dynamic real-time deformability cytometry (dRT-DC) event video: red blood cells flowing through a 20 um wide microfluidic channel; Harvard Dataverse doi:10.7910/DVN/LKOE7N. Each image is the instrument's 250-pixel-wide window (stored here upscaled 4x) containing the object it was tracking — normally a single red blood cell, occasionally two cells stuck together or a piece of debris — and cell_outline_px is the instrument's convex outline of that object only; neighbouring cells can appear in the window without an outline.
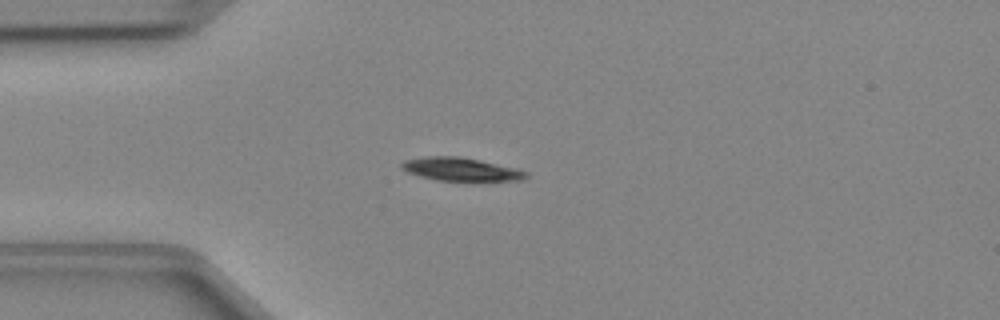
{"species": "Egyptian fruit bat (a non-hibernating species)", "species_latin": "Rousettus aegyptiacus", "temperature_condition": "cold", "stored_images_in_passage": 46, "camera_frame_rate_fps": 3000, "um_per_image_px": 0.085, "animal": {"sex": "female"}, "frame": {"image": 1, "passage_image": 11, "time_ms": 3.333, "image_size_px": [1000, 320], "cell_outline_px": [[528, 176], [520, 180], [436, 180], [408, 172], [400, 168], [400, 164], [404, 160], [424, 156], [460, 156], [480, 160], [516, 168], [528, 172]], "centroid_in_image_um": [39.14, 14.37], "position_along_channel_um": 45.9, "area_um2": 16.65}}
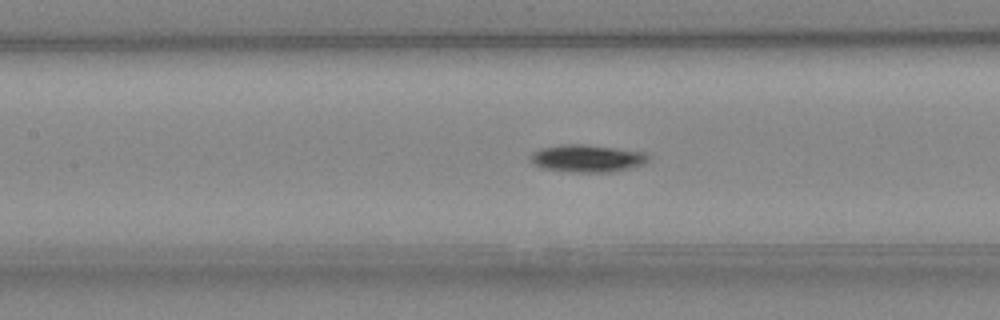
{"frame": {"image": 2, "passage_image": 20, "time_ms": 6.333, "image_size_px": [1000, 320], "cell_outline_px": [[648, 160], [644, 164], [632, 168], [612, 172], [572, 172], [544, 168], [536, 164], [532, 160], [532, 152], [540, 148], [560, 144], [580, 144], [644, 152], [648, 156]], "centroid_in_image_um": [49.93, 13.46], "position_along_channel_um": 157.5, "area_um2": 18.55}}
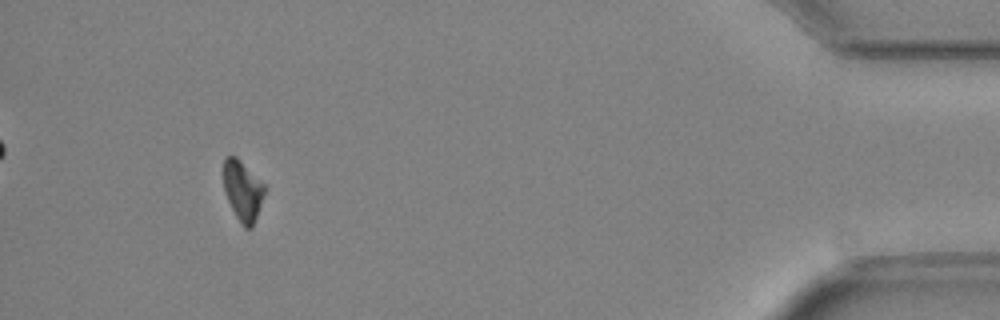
{"frame": {"image": 3, "passage_image": 43, "time_ms": 14.0, "image_size_px": [1000, 320], "cell_outline_px": [[268, 188], [252, 228], [244, 228], [240, 224], [224, 192], [224, 156], [236, 156]], "centroid_in_image_um": [20.66, 16.23], "position_along_channel_um": 414.5, "area_um2": 14.51}}